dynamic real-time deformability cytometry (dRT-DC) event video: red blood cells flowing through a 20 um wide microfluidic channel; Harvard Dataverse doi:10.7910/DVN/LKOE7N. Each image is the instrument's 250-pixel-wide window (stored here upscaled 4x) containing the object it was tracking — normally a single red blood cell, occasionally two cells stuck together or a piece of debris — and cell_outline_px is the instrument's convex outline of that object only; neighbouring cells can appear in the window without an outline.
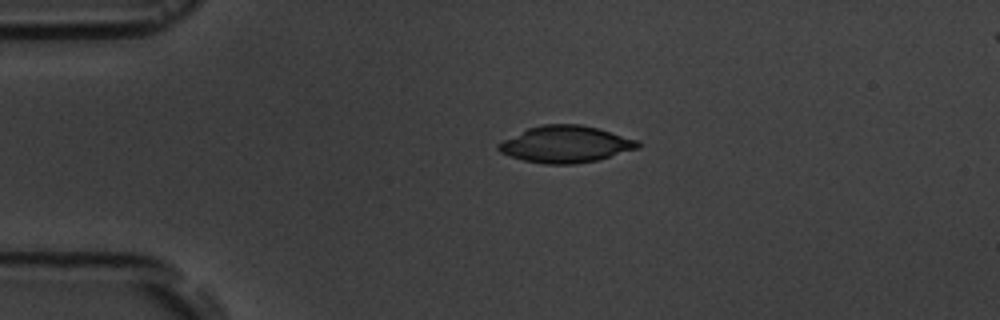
{"species": "common noctule bat (a hibernating species)", "species_latin": "Nyctalus noctula", "temperature_condition": "room temperature", "stored_images_in_passage": 4, "segment_of_instrument_passage": [1, 2], "camera_frame_rate_fps": 3000, "um_per_image_px": 0.085, "animal": {"sex": "male", "body_mass_g": 19.5, "forearm_length_mm": 54.6}, "frame": {"image": 1, "passage_image": 2, "time_ms": 2.0, "image_size_px": [1000, 320], "cell_outline_px": [[640, 148], [596, 160], [576, 164], [544, 164], [524, 160], [500, 152], [496, 148], [496, 144], [528, 128], [540, 124], [580, 124], [600, 128], [636, 140], [640, 144]], "centroid_in_image_um": [48.08, 12.25], "position_along_channel_um": 36.9, "area_um2": 29.71}}